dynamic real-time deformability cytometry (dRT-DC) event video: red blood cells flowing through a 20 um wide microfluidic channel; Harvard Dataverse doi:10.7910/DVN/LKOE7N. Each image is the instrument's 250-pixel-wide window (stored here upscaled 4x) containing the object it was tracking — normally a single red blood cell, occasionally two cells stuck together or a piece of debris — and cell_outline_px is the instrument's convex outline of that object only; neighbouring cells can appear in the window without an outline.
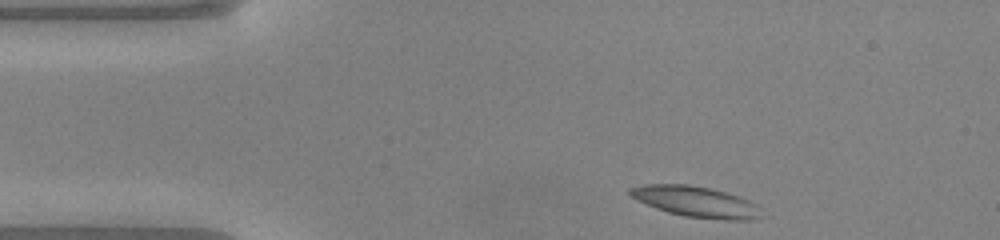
{"species": "common noctule bat (a hibernating species)", "species_latin": "Nyctalus noctula", "temperature_condition": "warm", "stored_images_in_passage": 44, "camera_frame_rate_fps": 3000, "um_per_image_px": 0.085, "animal": {"sex": "male", "body_mass_g": 20.0, "forearm_length_mm": 53.3}, "frame": {"image": 1, "passage_image": 1, "time_ms": 0.0, "image_size_px": [1000, 240], "cell_outline_px": [[760, 216], [752, 220], [728, 220], [684, 216], [668, 212], [656, 208], [636, 200], [628, 196], [628, 188], [644, 184], [688, 184], [708, 188], [724, 192], [748, 200], [756, 204]], "centroid_in_image_um": [59.06, 17.14], "position_along_channel_um": 25.9, "area_um2": 23.35}}
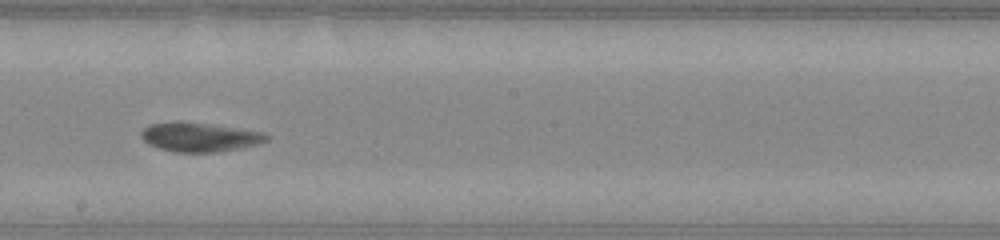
{"frame": {"image": 2, "passage_image": 21, "time_ms": 6.667, "image_size_px": [1000, 240], "cell_outline_px": [[272, 136], [268, 140], [260, 144], [244, 148], [216, 152], [176, 152], [160, 148], [148, 144], [140, 136], [140, 132], [148, 124], [176, 120], [180, 120], [264, 132]], "centroid_in_image_um": [16.98, 11.64], "position_along_channel_um": 231.2, "area_um2": 21.68}}
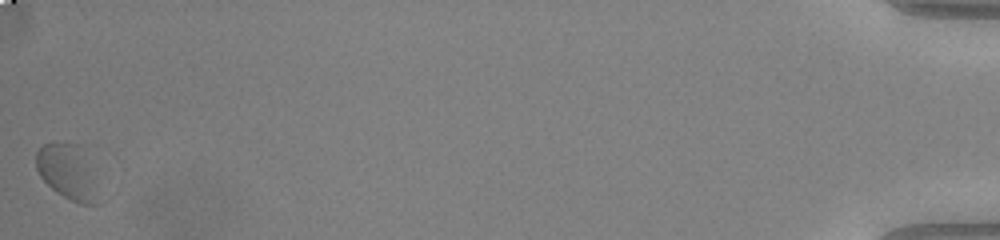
{"frame": {"image": 3, "passage_image": 44, "time_ms": 14.333, "image_size_px": [1000, 240], "cell_outline_px": [[112, 196], [108, 200], [100, 204], [80, 204], [56, 192], [40, 176], [36, 168], [36, 152], [44, 144], [76, 144]], "centroid_in_image_um": [6.01, 14.79], "position_along_channel_um": 429.2, "area_um2": 21.39}, "authors_computed_cell_mechanics": {"area_um2": 20.7502, "velocity_mm_per_s": 3.9036, "shape_relaxation_time_tau1_ms": 1.2576, "shape_relaxation_time_tau2_ms": 1.3536, "deformation_change_tau1": 0.0784, "deformation_change_tau2": 0.0487}}